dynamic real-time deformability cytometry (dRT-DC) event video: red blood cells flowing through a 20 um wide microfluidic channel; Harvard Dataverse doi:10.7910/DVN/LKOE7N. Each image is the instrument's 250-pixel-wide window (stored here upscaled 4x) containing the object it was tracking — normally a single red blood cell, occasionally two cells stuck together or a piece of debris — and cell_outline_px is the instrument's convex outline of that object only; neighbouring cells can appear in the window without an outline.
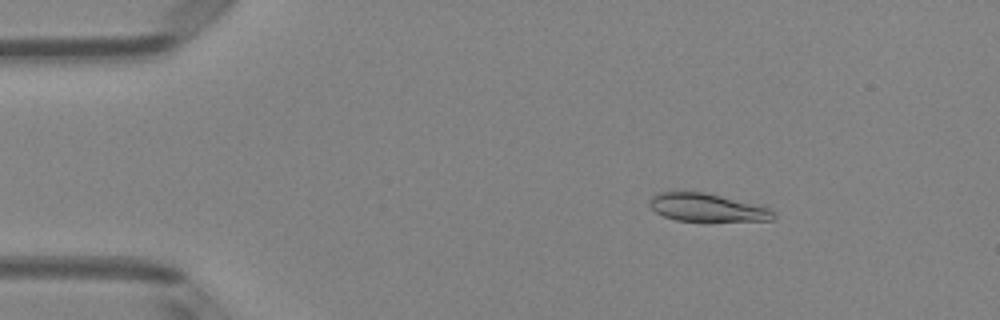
{"species": "Egyptian fruit bat (a non-hibernating species)", "species_latin": "Rousettus aegyptiacus", "temperature_condition": "room temperature", "stored_images_in_passage": 3, "camera_frame_rate_fps": 3000, "um_per_image_px": 0.085, "animal": {"sex": "female"}, "frame": {"image": 1, "passage_image": 1, "time_ms": 0.0, "image_size_px": [1000, 320], "cell_outline_px": [[776, 216], [772, 220], [676, 220], [664, 216], [656, 212], [648, 204], [652, 196], [656, 192], [704, 192], [764, 204]], "centroid_in_image_um": [60.13, 17.61], "position_along_channel_um": 24.9, "area_um2": 20.17}}
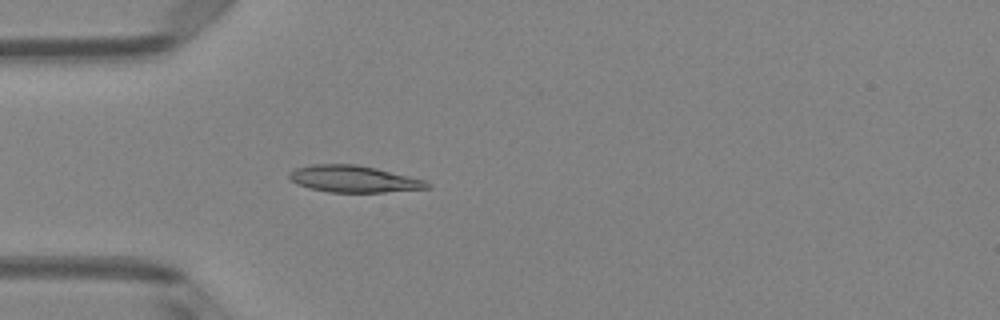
{"frame": {"image": 2, "passage_image": 3, "time_ms": 0.667, "image_size_px": [1000, 320], "cell_outline_px": [[432, 188], [384, 192], [328, 192], [308, 188], [296, 184], [288, 176], [288, 172], [296, 168], [312, 164], [356, 164], [376, 168], [424, 180], [432, 184]], "centroid_in_image_um": [30.05, 15.21], "position_along_channel_um": 54.9, "area_um2": 21.56}}